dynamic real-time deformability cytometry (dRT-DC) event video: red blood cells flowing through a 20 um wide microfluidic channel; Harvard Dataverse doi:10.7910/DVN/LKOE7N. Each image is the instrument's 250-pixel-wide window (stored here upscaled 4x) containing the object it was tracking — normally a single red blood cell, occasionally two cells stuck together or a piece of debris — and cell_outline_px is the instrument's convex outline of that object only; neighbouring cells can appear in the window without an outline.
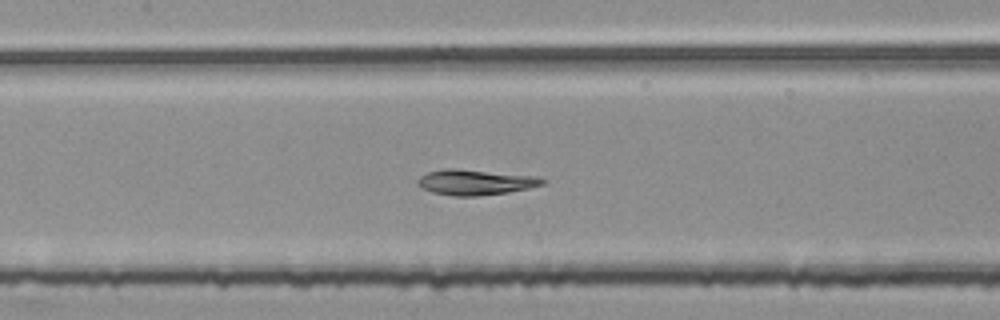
{"species": "common noctule bat (a hibernating species)", "species_latin": "Nyctalus noctula", "temperature_condition": "room temperature", "stored_images_in_passage": 53, "segment_of_instrument_passage": [2, 2], "camera_frame_rate_fps": 3000, "um_per_image_px": 0.085, "animal": {"sex": "female", "body_mass_g": 25.1}, "frame": {"image": 1, "passage_image": 26, "time_ms": 8.333, "image_size_px": [1000, 320], "cell_outline_px": [[548, 180], [544, 184], [528, 188], [508, 192], [480, 196], [456, 196], [432, 192], [420, 188], [416, 184], [416, 180], [420, 176], [428, 172], [444, 168], [456, 168], [540, 176]], "centroid_in_image_um": [40.41, 15.48], "position_along_channel_um": 167.0, "area_um2": 18.84}}
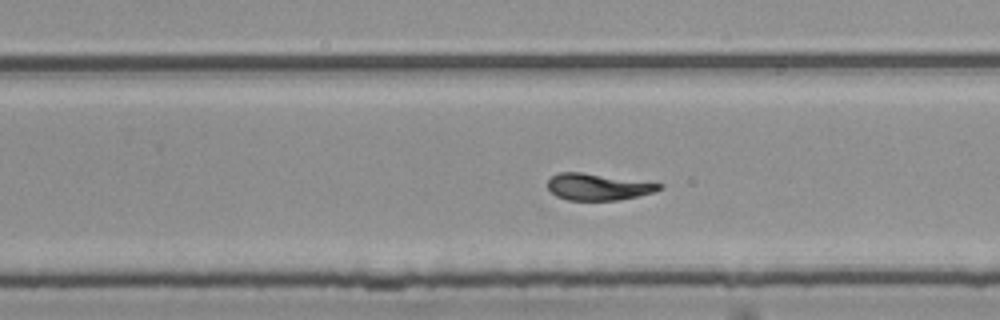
{"frame": {"image": 2, "passage_image": 35, "time_ms": 11.333, "image_size_px": [1000, 320], "cell_outline_px": [[664, 188], [652, 192], [636, 196], [616, 200], [568, 200], [556, 196], [548, 188], [548, 180], [552, 176], [560, 172], [580, 172], [664, 184]], "centroid_in_image_um": [50.81, 15.88], "position_along_channel_um": 279.0, "area_um2": 17.05}}
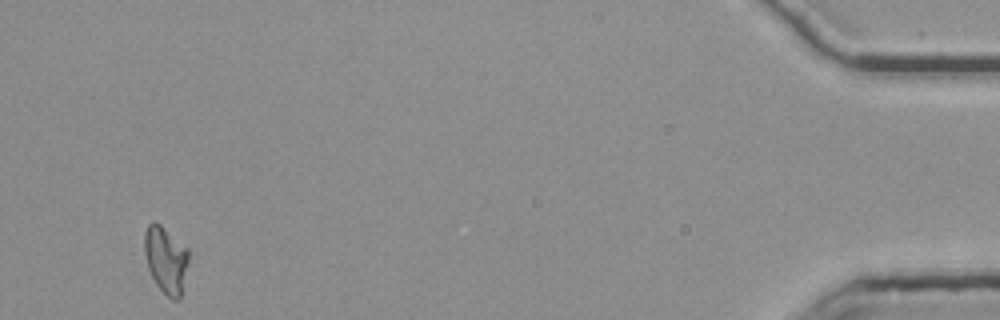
{"frame": {"image": 3, "passage_image": 53, "time_ms": 17.333, "image_size_px": [1000, 320], "cell_outline_px": [[188, 264], [180, 300], [172, 300], [156, 284], [148, 268], [144, 252], [144, 232], [148, 224], [152, 220], [160, 224], [188, 248]], "centroid_in_image_um": [14.1, 22.06], "position_along_channel_um": 421.1, "area_um2": 17.28}}